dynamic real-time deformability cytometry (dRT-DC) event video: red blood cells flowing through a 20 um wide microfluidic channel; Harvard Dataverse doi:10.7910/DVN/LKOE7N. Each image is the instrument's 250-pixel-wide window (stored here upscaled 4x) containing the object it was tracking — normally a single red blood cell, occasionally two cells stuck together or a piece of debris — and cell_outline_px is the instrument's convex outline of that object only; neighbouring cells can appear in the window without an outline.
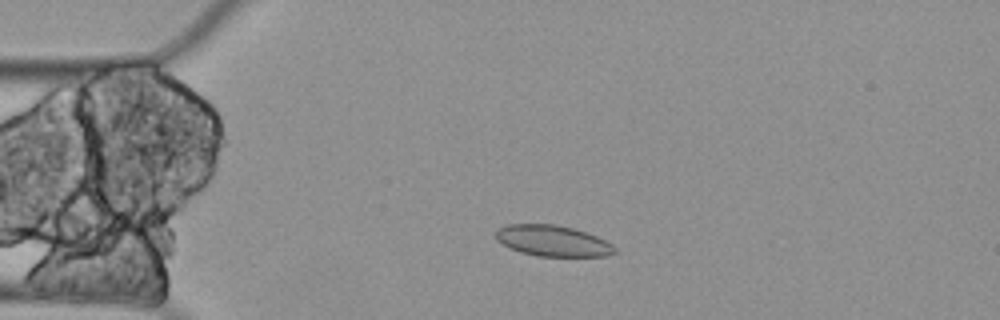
{"species": "Egyptian fruit bat (a non-hibernating species)", "species_latin": "Rousettus aegyptiacus", "temperature_condition": "cold", "stored_images_in_passage": 5, "camera_frame_rate_fps": 3000, "um_per_image_px": 0.085, "animal": {"sex": "female"}, "frame": {"image": 1, "passage_image": 4, "time_ms": 1.0, "image_size_px": [1000, 320], "cell_outline_px": [[616, 252], [604, 256], [536, 256], [520, 252], [508, 248], [496, 240], [496, 228], [508, 224], [552, 224], [572, 228], [596, 236], [612, 244], [616, 248]], "centroid_in_image_um": [46.92, 20.47], "position_along_channel_um": 38.1, "area_um2": 21.44}}